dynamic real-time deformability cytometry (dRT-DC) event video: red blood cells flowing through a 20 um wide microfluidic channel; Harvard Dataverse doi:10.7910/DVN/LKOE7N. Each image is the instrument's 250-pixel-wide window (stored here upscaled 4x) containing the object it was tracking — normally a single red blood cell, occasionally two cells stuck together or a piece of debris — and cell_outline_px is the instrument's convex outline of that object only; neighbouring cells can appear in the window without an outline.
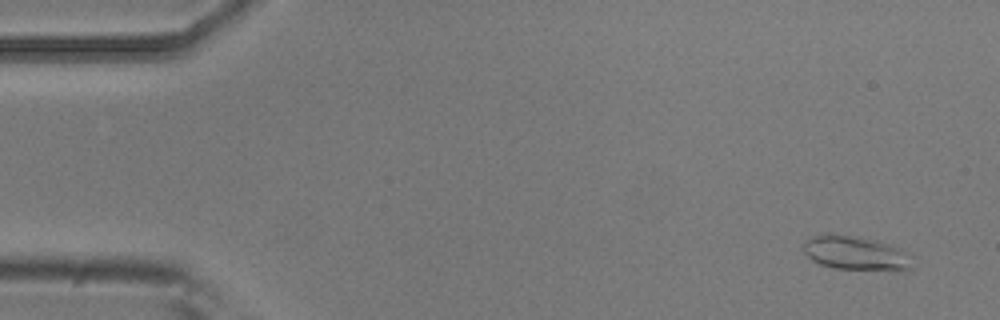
{"species": "common noctule bat (a hibernating species)", "species_latin": "Nyctalus noctula", "temperature_condition": "room temperature", "stored_images_in_passage": 5, "camera_frame_rate_fps": 3000, "um_per_image_px": 0.085, "animal": {"sex": "male", "body_mass_g": 20.5, "forearm_length_mm": 52.5}, "frame": {"image": 1, "passage_image": 1, "time_ms": 0.0, "image_size_px": [1000, 320], "cell_outline_px": [[912, 268], [900, 272], [896, 272], [836, 268], [820, 264], [812, 260], [804, 252], [804, 244], [812, 236], [856, 236], [876, 240], [900, 248], [904, 252]], "centroid_in_image_um": [72.78, 21.57], "position_along_channel_um": 12.2, "area_um2": 21.15}}
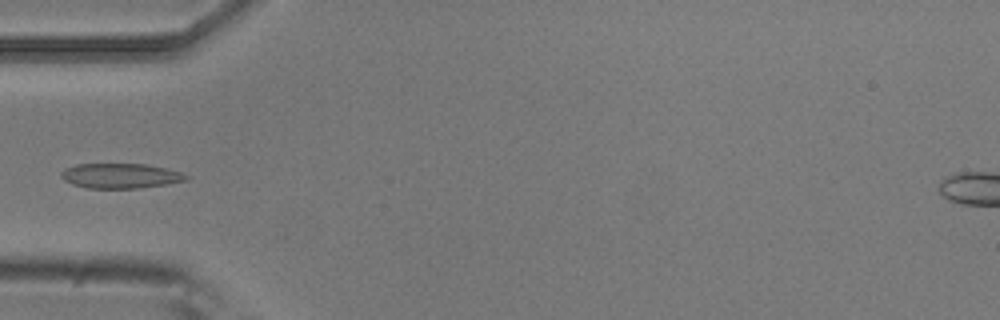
{"frame": {"image": 2, "passage_image": 5, "time_ms": 1.333, "image_size_px": [1000, 320], "cell_outline_px": [[188, 180], [140, 188], [88, 188], [72, 184], [64, 180], [60, 176], [60, 172], [64, 168], [76, 164], [148, 164], [168, 168], [180, 172], [188, 176]], "centroid_in_image_um": [10.21, 14.93], "position_along_channel_um": 74.8, "area_um2": 18.21}}